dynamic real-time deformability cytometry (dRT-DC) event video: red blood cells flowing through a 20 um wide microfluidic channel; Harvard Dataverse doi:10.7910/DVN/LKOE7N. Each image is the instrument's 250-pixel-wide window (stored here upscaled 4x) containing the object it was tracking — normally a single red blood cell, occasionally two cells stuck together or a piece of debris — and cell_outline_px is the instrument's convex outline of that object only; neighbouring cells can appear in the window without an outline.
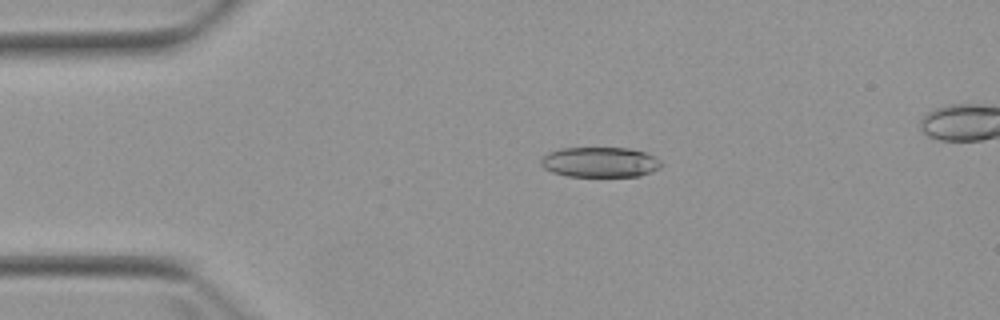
{"species": "Egyptian fruit bat (a non-hibernating species)", "species_latin": "Rousettus aegyptiacus", "temperature_condition": "warm", "stored_images_in_passage": 4, "camera_frame_rate_fps": 3000, "um_per_image_px": 0.085, "animal": {"sex": "female"}, "frame": {"image": 1, "passage_image": 2, "time_ms": 1.333, "image_size_px": [1000, 320], "cell_outline_px": [[664, 164], [660, 168], [652, 172], [640, 176], [568, 176], [552, 172], [544, 168], [540, 164], [540, 160], [548, 152], [560, 148], [628, 148], [644, 152], [660, 160]], "centroid_in_image_um": [51.0, 13.78], "position_along_channel_um": 34.0, "area_um2": 21.21}}